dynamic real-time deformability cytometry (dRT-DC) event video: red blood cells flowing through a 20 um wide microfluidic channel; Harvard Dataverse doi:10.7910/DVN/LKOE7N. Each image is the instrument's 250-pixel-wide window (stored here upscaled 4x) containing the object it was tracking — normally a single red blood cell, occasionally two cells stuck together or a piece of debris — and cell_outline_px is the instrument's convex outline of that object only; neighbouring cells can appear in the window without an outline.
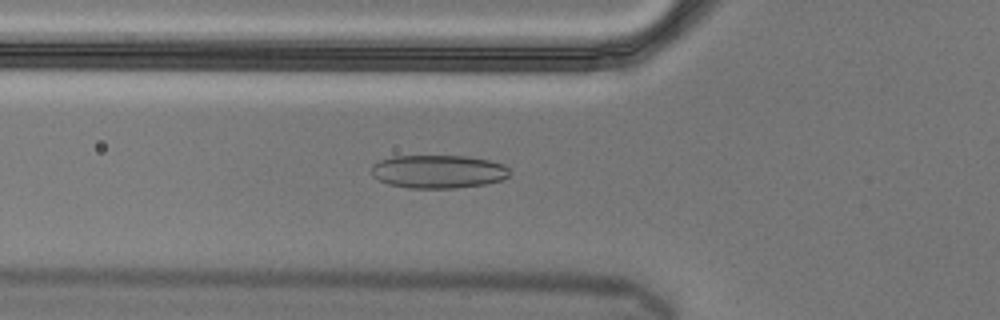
{"species": "Egyptian fruit bat (a non-hibernating species)", "species_latin": "Rousettus aegyptiacus", "temperature_condition": "cold", "stored_images_in_passage": 44, "camera_frame_rate_fps": 3000, "um_per_image_px": 0.085, "animal": {"sex": "male"}, "frame": {"image": 1, "passage_image": 19, "time_ms": 6.0, "image_size_px": [1000, 320], "cell_outline_px": [[512, 172], [504, 180], [484, 184], [456, 188], [408, 188], [388, 184], [372, 176], [372, 164], [380, 160], [392, 156], [468, 156], [488, 160], [504, 164]], "centroid_in_image_um": [37.27, 14.58], "position_along_channel_um": 88.5, "area_um2": 26.99}}
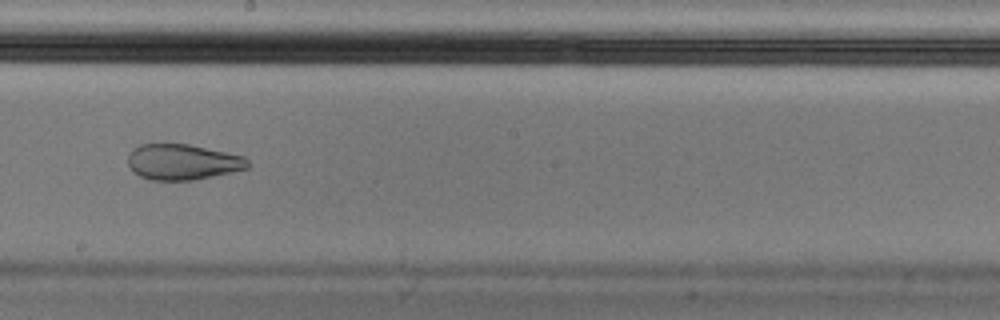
{"frame": {"image": 2, "passage_image": 31, "time_ms": 10.0, "image_size_px": [1000, 320], "cell_outline_px": [[248, 168], [212, 176], [192, 180], [152, 180], [140, 176], [128, 164], [128, 156], [132, 148], [140, 144], [188, 144], [244, 156], [248, 160]], "centroid_in_image_um": [15.5, 13.76], "position_along_channel_um": 232.7, "area_um2": 24.62}, "authors_computed_cell_mechanics": {"area_um2": 26.299, "velocity_mm_per_s": 3.5917, "shape_relaxation_time_tau1_ms": null, "shape_relaxation_time_tau2_ms": 1.4044, "deformation_change_tau1": null, "deformation_change_tau2": 0.0733}}